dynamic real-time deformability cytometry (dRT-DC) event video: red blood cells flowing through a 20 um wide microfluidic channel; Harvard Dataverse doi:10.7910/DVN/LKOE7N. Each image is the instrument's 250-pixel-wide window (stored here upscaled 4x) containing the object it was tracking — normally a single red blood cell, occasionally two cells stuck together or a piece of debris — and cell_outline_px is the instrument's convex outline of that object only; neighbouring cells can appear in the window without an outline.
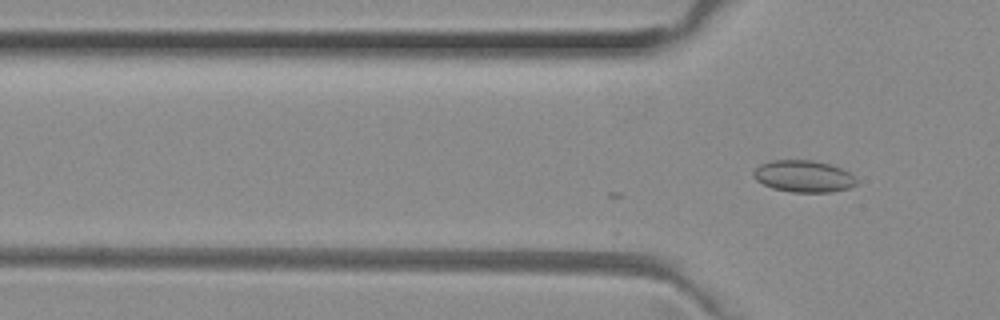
{"species": "common noctule bat (a hibernating species)", "species_latin": "Nyctalus noctula", "temperature_condition": "room temperature", "stored_images_in_passage": 12, "camera_frame_rate_fps": 3000, "um_per_image_px": 0.085, "animal": {"sex": "female", "body_mass_g": 29.2, "forearm_length_mm": 56.3}, "frame": {"image": 1, "passage_image": 12, "time_ms": 3.667, "image_size_px": [1000, 320], "cell_outline_px": [[856, 184], [848, 188], [832, 192], [792, 192], [772, 188], [756, 180], [752, 176], [752, 172], [760, 164], [772, 160], [812, 160], [828, 164], [840, 168], [848, 172], [856, 180]], "centroid_in_image_um": [68.26, 14.98], "position_along_channel_um": 57.5, "area_um2": 18.96}}